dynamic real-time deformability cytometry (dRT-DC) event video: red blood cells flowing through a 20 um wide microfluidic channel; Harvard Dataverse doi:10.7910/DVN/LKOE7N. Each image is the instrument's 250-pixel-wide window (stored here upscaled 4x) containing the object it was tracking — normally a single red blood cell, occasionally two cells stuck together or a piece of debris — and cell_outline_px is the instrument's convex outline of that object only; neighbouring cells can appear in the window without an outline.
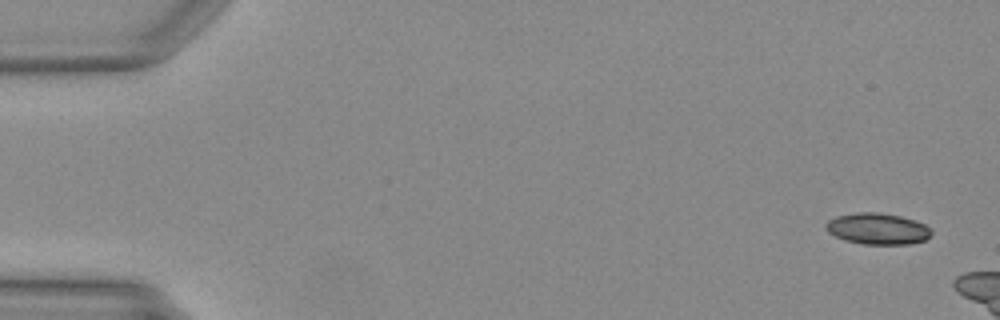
{"species": "Egyptian fruit bat (a non-hibernating species)", "species_latin": "Rousettus aegyptiacus", "temperature_condition": "warm", "stored_images_in_passage": 10, "camera_frame_rate_fps": 3000, "um_per_image_px": 0.085, "animal": {"sex": "female"}, "frame": {"image": 1, "passage_image": 1, "time_ms": 0.0, "image_size_px": [1000, 320], "cell_outline_px": [[932, 232], [924, 240], [912, 244], [860, 244], [844, 240], [828, 232], [824, 228], [824, 224], [828, 220], [836, 216], [856, 212], [876, 212], [900, 216], [924, 224]], "centroid_in_image_um": [74.53, 19.44], "position_along_channel_um": 10.5, "area_um2": 19.19}}